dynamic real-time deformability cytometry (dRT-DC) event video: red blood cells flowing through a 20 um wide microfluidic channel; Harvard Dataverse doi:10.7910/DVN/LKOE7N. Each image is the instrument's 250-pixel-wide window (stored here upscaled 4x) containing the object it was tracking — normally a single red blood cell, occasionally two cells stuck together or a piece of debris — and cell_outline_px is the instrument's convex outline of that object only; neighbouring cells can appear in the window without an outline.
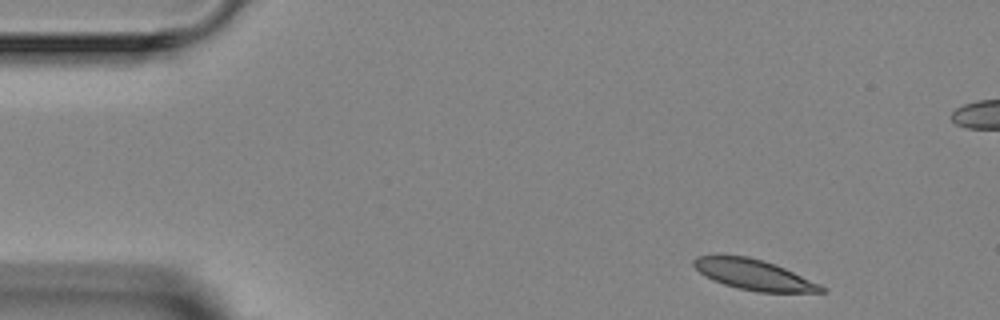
{"species": "Egyptian fruit bat (a non-hibernating species)", "species_latin": "Rousettus aegyptiacus", "temperature_condition": "room temperature", "stored_images_in_passage": 4, "camera_frame_rate_fps": 3000, "um_per_image_px": 0.085, "animal": {"sex": "female"}, "frame": {"image": 1, "passage_image": 1, "time_ms": 0.0, "image_size_px": [1000, 320], "cell_outline_px": [[828, 292], [760, 292], [736, 288], [712, 280], [704, 276], [692, 264], [692, 260], [696, 256], [748, 256], [764, 260], [784, 268], [820, 284]], "centroid_in_image_um": [64.05, 23.35], "position_along_channel_um": 20.9, "area_um2": 22.43}}